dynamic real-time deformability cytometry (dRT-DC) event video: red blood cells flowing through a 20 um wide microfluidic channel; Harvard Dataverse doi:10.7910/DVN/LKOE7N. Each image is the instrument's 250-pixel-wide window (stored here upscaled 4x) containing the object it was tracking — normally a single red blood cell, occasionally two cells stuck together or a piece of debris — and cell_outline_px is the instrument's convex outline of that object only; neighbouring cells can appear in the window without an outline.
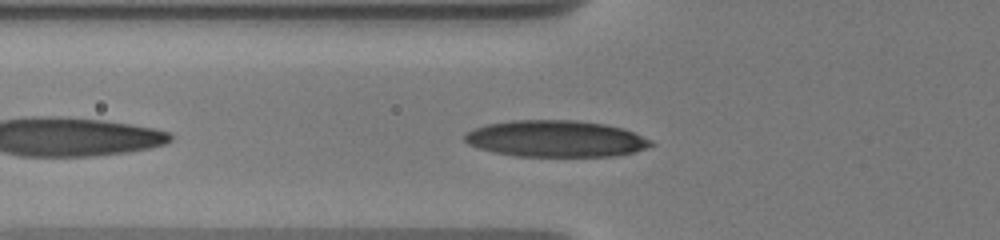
{"species": "human", "species_latin": "Homo sapiens", "temperature_condition": "warm", "stored_images_in_passage": 27, "camera_frame_rate_fps": 3000, "um_per_image_px": 0.085, "donor": {"sex": "male"}, "frame": {"image": 1, "passage_image": 7, "time_ms": 4.0, "image_size_px": [1000, 240], "cell_outline_px": [[656, 144], [636, 152], [612, 156], [516, 156], [496, 152], [480, 148], [468, 144], [464, 140], [464, 132], [488, 124], [508, 120], [576, 120], [604, 124], [624, 128], [652, 140]], "centroid_in_image_um": [47.27, 11.78], "position_along_channel_um": 78.5, "area_um2": 39.77}}
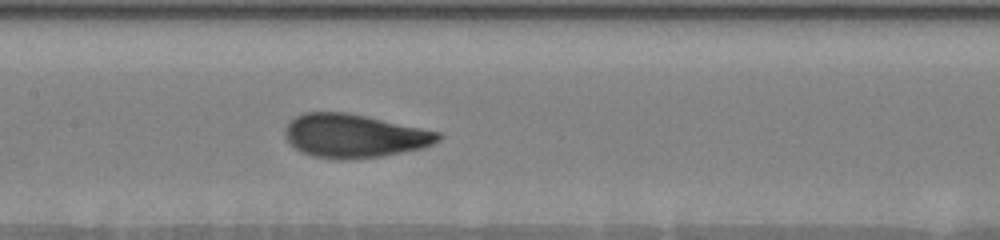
{"frame": {"image": 2, "passage_image": 13, "time_ms": 6.667, "image_size_px": [1000, 240], "cell_outline_px": [[444, 136], [440, 140], [424, 148], [380, 156], [348, 160], [340, 160], [312, 156], [296, 148], [284, 136], [284, 128], [296, 116], [304, 112], [344, 112], [364, 116], [440, 132]], "centroid_in_image_um": [30.11, 11.56], "position_along_channel_um": 177.3, "area_um2": 38.61}}
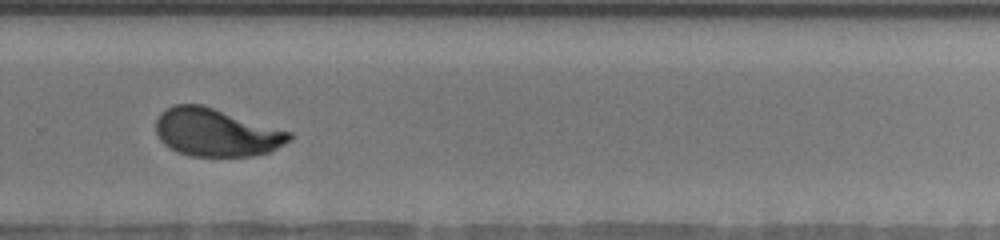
{"frame": {"image": 3, "passage_image": 22, "time_ms": 10.333, "image_size_px": [1000, 240], "cell_outline_px": [[292, 136], [284, 144], [268, 152], [252, 156], [192, 156], [168, 148], [160, 140], [156, 132], [156, 120], [160, 112], [176, 104], [200, 104], [292, 132]], "centroid_in_image_um": [18.35, 11.26], "position_along_channel_um": 311.5, "area_um2": 36.93}}